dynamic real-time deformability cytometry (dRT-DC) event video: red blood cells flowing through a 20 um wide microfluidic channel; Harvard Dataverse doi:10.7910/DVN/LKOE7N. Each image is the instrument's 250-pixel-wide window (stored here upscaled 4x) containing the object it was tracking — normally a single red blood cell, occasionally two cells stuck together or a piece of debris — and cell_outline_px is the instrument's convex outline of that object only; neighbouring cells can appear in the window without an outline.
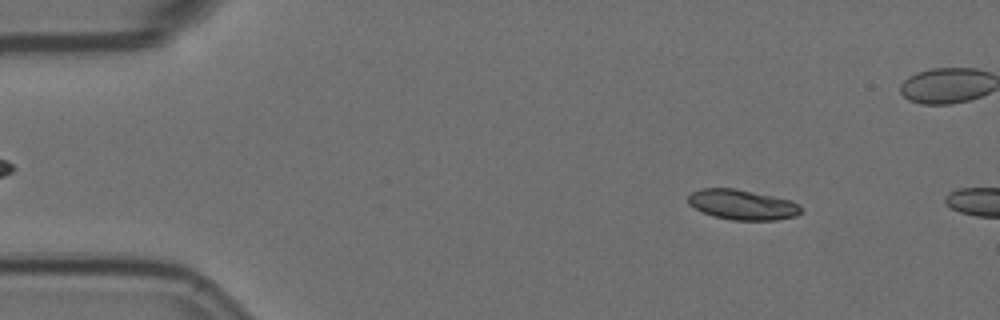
{"species": "Egyptian fruit bat (a non-hibernating species)", "species_latin": "Rousettus aegyptiacus", "temperature_condition": "room temperature", "stored_images_in_passage": 2, "camera_frame_rate_fps": 3000, "um_per_image_px": 0.085, "animal": {"sex": "female"}, "frame": {"image": 1, "passage_image": 1, "time_ms": 0.0, "image_size_px": [1000, 320], "cell_outline_px": [[804, 212], [796, 216], [776, 220], [732, 220], [716, 216], [704, 212], [688, 204], [688, 196], [692, 192], [700, 188], [736, 188], [792, 200], [800, 204], [804, 208]], "centroid_in_image_um": [63.17, 17.39], "position_along_channel_um": 21.8, "area_um2": 20.0}}